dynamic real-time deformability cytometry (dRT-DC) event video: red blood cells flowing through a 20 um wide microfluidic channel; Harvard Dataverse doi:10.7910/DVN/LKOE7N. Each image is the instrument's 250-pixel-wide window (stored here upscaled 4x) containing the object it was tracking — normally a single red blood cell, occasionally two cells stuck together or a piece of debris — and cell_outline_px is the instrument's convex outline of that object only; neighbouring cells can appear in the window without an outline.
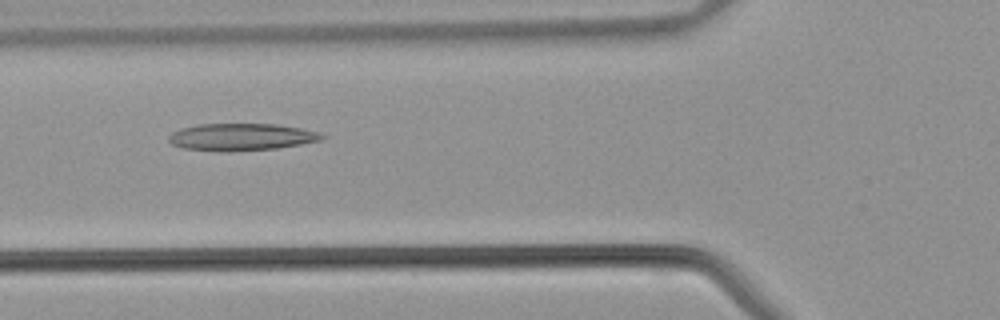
{"species": "common noctule bat (a hibernating species)", "species_latin": "Nyctalus noctula", "temperature_condition": "warm", "stored_images_in_passage": 40, "camera_frame_rate_fps": 3000, "um_per_image_px": 0.085, "animal": {"sex": "male", "body_mass_g": 21.5, "forearm_length_mm": 52.0}, "frame": {"image": 1, "passage_image": 14, "time_ms": 4.333, "image_size_px": [1000, 320], "cell_outline_px": [[328, 136], [320, 140], [300, 144], [276, 148], [224, 152], [184, 148], [172, 144], [168, 140], [168, 136], [172, 132], [180, 128], [200, 124], [276, 124], [300, 128], [320, 132]], "centroid_in_image_um": [20.51, 11.64], "position_along_channel_um": 105.3, "area_um2": 24.22}}
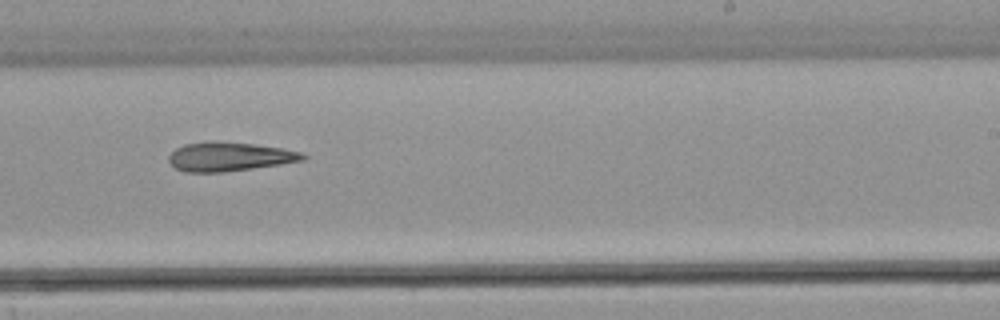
{"frame": {"image": 2, "passage_image": 24, "time_ms": 7.667, "image_size_px": [1000, 320], "cell_outline_px": [[308, 156], [304, 160], [280, 164], [220, 172], [184, 172], [176, 168], [168, 160], [168, 156], [176, 148], [184, 144], [216, 140], [252, 144], [284, 148], [300, 152]], "centroid_in_image_um": [19.48, 13.3], "position_along_channel_um": 269.5, "area_um2": 22.54}}
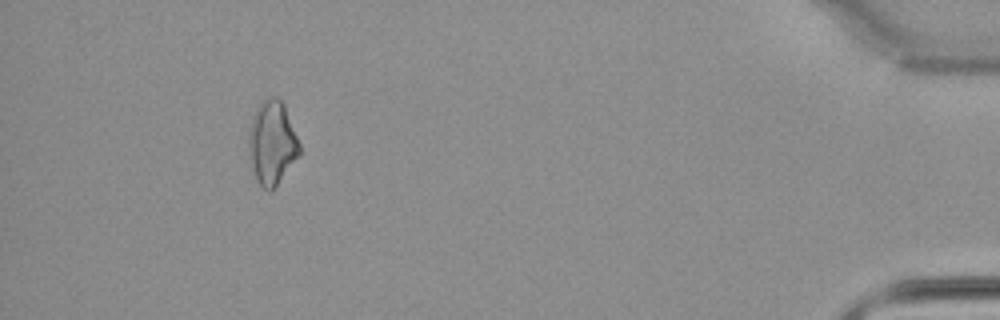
{"frame": {"image": 3, "passage_image": 37, "time_ms": 12.0, "image_size_px": [1000, 320], "cell_outline_px": [[300, 156], [276, 184], [268, 192], [256, 180], [252, 168], [248, 148], [248, 140], [252, 116], [256, 108], [268, 96], [276, 96], [284, 104], [300, 144]], "centroid_in_image_um": [23.12, 12.12], "position_along_channel_um": 412.1, "area_um2": 24.62}}